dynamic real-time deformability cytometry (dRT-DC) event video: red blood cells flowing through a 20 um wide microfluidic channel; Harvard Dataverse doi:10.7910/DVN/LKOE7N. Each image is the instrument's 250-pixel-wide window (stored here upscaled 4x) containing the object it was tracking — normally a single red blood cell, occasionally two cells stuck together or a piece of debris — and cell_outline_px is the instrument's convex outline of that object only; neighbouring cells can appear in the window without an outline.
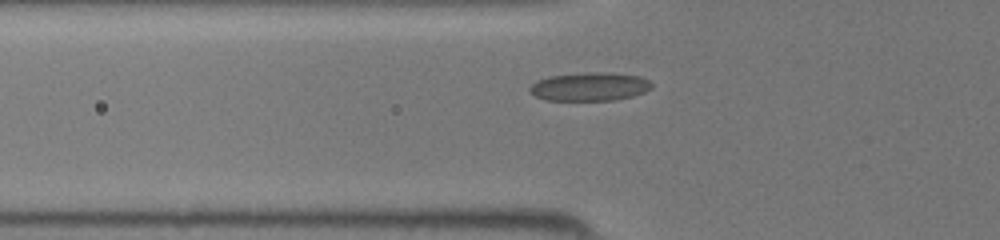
{"species": "common noctule bat (a hibernating species)", "species_latin": "Nyctalus noctula", "temperature_condition": "room temperature", "stored_images_in_passage": 32, "camera_frame_rate_fps": 3000, "um_per_image_px": 0.085, "animal": {"sex": "female", "body_mass_g": 19.5, "forearm_length_mm": 54.1}, "frame": {"image": 1, "passage_image": 3, "time_ms": 0.667, "image_size_px": [1000, 240], "cell_outline_px": [[652, 88], [644, 92], [632, 96], [616, 100], [544, 100], [536, 96], [528, 88], [536, 80], [548, 76], [588, 72], [600, 72], [640, 76], [648, 80], [652, 84]], "centroid_in_image_um": [50.11, 7.36], "position_along_channel_um": 75.7, "area_um2": 20.17}}
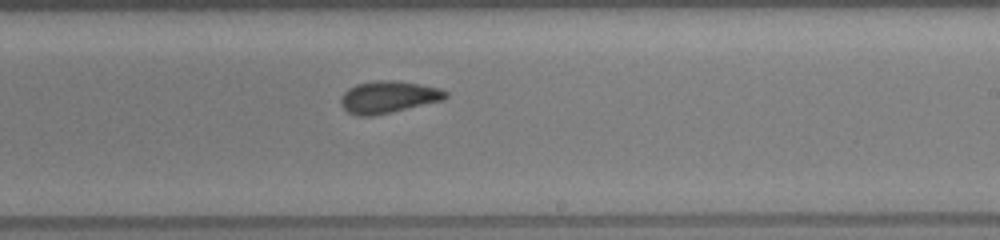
{"frame": {"image": 2, "passage_image": 15, "time_ms": 4.667, "image_size_px": [1000, 240], "cell_outline_px": [[448, 96], [444, 100], [372, 116], [360, 116], [348, 112], [340, 104], [340, 96], [348, 88], [356, 84], [376, 80], [396, 80], [420, 84], [440, 88], [448, 92]], "centroid_in_image_um": [33.0, 8.23], "position_along_channel_um": 256.0, "area_um2": 19.65}}
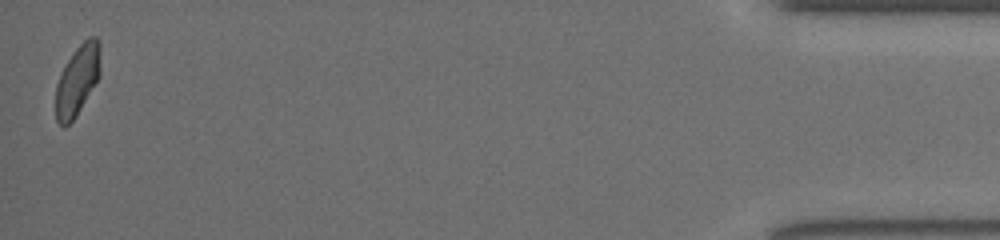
{"frame": {"image": 3, "passage_image": 32, "time_ms": 10.333, "image_size_px": [1000, 240], "cell_outline_px": [[100, 76], [76, 116], [64, 128], [56, 120], [56, 84], [68, 60], [76, 48], [88, 36], [96, 36], [100, 40]], "centroid_in_image_um": [6.61, 6.79], "position_along_channel_um": 428.6, "area_um2": 18.21}}